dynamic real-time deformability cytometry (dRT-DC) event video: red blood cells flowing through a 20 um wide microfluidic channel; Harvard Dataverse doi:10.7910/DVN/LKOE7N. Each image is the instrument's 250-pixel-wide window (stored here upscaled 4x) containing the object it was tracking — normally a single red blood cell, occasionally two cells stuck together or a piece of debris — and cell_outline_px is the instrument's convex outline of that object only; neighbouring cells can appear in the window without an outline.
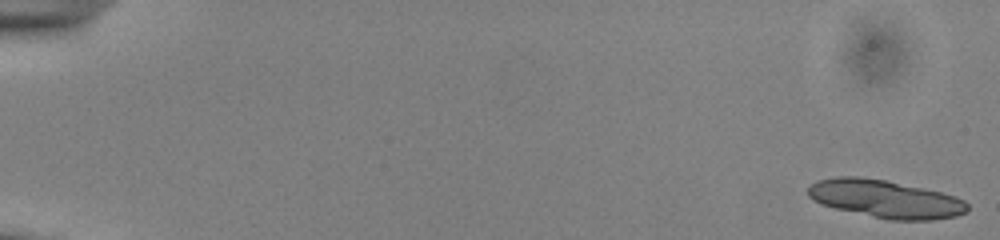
{"species": "common noctule bat (a hibernating species)", "species_latin": "Nyctalus noctula", "temperature_condition": "cold", "stored_images_in_passage": 17, "camera_frame_rate_fps": 3000, "um_per_image_px": 0.085, "animal": {"sex": "male", "body_mass_g": 13.0, "forearm_length_mm": 53.1}, "frame": {"image": 1, "passage_image": 1, "time_ms": 0.0, "image_size_px": [1000, 240], "cell_outline_px": [[968, 208], [964, 212], [956, 216], [932, 220], [888, 220], [836, 208], [820, 204], [812, 200], [808, 196], [808, 188], [816, 180], [836, 176], [860, 176], [888, 180], [940, 192], [964, 200], [968, 204]], "centroid_in_image_um": [75.21, 16.9], "position_along_channel_um": 9.8, "area_um2": 35.2}}